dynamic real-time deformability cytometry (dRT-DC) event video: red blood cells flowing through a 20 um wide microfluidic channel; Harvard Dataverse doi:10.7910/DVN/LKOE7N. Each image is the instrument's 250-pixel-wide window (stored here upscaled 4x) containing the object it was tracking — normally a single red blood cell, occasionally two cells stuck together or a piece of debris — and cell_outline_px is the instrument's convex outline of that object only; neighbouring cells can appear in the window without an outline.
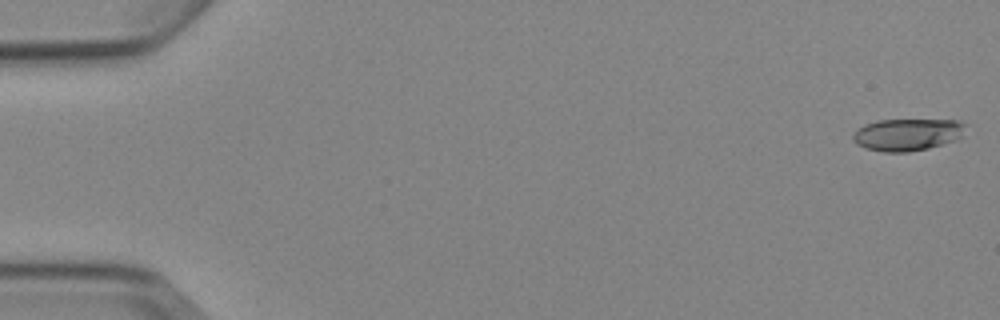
{"species": "Egyptian fruit bat (a non-hibernating species)", "species_latin": "Rousettus aegyptiacus", "temperature_condition": "cold", "stored_images_in_passage": 5, "camera_frame_rate_fps": 3000, "um_per_image_px": 0.085, "animal": {"sex": "female"}, "frame": {"image": 1, "passage_image": 1, "time_ms": 0.0, "image_size_px": [1000, 320], "cell_outline_px": [[968, 124], [960, 136], [956, 140], [928, 148], [908, 152], [884, 152], [864, 148], [856, 144], [852, 140], [852, 136], [864, 124], [876, 120], [960, 120]], "centroid_in_image_um": [77.13, 11.43], "position_along_channel_um": 7.9, "area_um2": 21.15}}
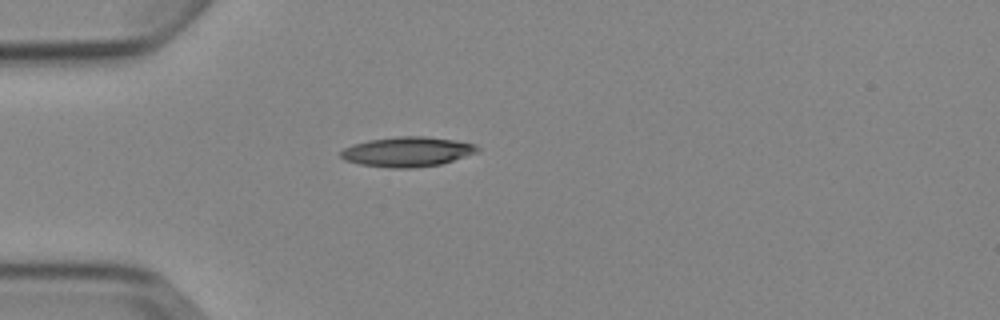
{"frame": {"image": 2, "passage_image": 5, "time_ms": 4.667, "image_size_px": [1000, 320], "cell_outline_px": [[480, 152], [440, 164], [412, 168], [392, 168], [360, 164], [344, 160], [340, 156], [340, 152], [344, 148], [352, 144], [368, 140], [396, 136], [428, 136], [456, 140], [476, 144], [480, 148]], "centroid_in_image_um": [34.65, 12.89], "position_along_channel_um": 50.4, "area_um2": 23.99}}